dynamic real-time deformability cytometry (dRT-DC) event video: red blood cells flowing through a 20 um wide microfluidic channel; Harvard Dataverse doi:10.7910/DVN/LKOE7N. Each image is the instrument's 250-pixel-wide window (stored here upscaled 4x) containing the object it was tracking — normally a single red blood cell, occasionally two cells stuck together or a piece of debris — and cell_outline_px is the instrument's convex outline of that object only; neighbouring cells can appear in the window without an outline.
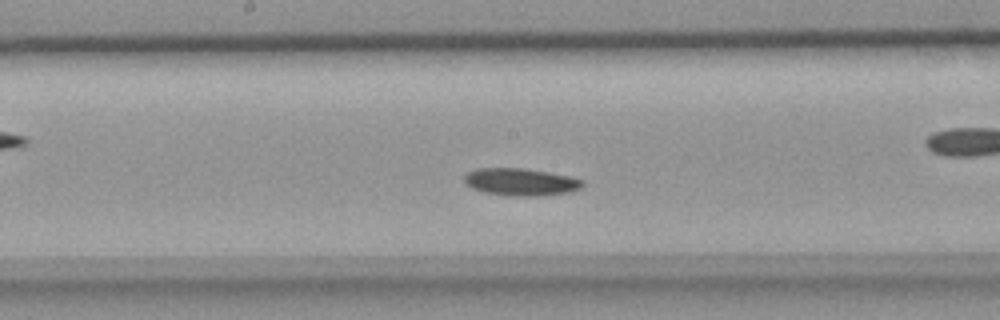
{"species": "common noctule bat (a hibernating species)", "species_latin": "Nyctalus noctula", "temperature_condition": "room temperature", "stored_images_in_passage": 38, "camera_frame_rate_fps": 3000, "um_per_image_px": 0.085, "animal": {"sex": "female", "body_mass_g": 18.4}, "frame": {"image": 1, "passage_image": 17, "time_ms": 5.333, "image_size_px": [1000, 320], "cell_outline_px": [[584, 184], [580, 188], [572, 192], [544, 196], [508, 196], [484, 192], [472, 188], [464, 184], [464, 176], [468, 172], [476, 168], [524, 168], [548, 172], [568, 176], [584, 180]], "centroid_in_image_um": [44.26, 15.47], "position_along_channel_um": 203.9, "area_um2": 19.13}}
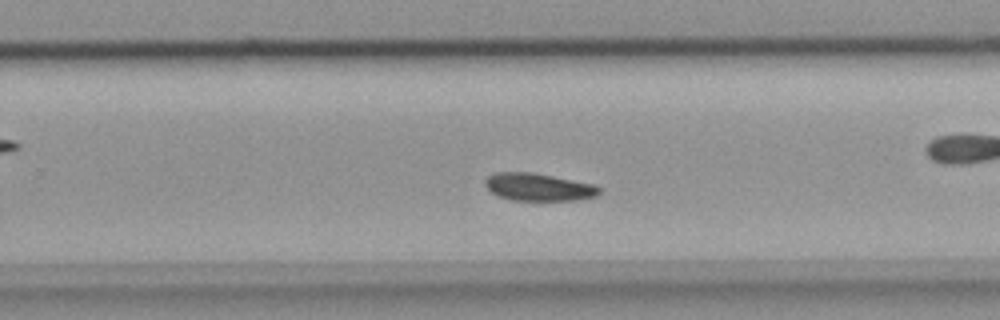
{"frame": {"image": 2, "passage_image": 22, "time_ms": 7.0, "image_size_px": [1000, 320], "cell_outline_px": [[600, 192], [596, 196], [580, 200], [512, 200], [500, 196], [492, 192], [484, 184], [484, 180], [488, 176], [496, 172], [532, 172], [596, 184], [600, 188]], "centroid_in_image_um": [45.8, 15.89], "position_along_channel_um": 284.0, "area_um2": 18.38}}